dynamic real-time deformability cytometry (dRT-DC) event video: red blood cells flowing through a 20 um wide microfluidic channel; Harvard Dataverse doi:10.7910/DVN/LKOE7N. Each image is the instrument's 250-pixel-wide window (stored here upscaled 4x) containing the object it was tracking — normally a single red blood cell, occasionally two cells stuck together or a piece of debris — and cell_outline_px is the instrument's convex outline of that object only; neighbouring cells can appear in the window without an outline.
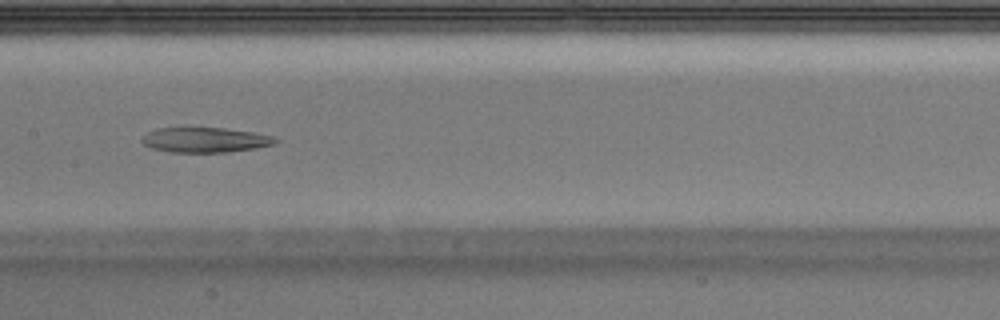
{"species": "Egyptian fruit bat (a non-hibernating species)", "species_latin": "Rousettus aegyptiacus", "temperature_condition": "warm", "stored_images_in_passage": 30, "camera_frame_rate_fps": 3000, "um_per_image_px": 0.085, "animal": {"sex": "male"}, "frame": {"image": 1, "passage_image": 9, "time_ms": 2.667, "image_size_px": [1000, 320], "cell_outline_px": [[280, 140], [272, 144], [256, 148], [228, 152], [172, 152], [152, 148], [144, 144], [140, 140], [148, 132], [156, 128], [188, 124], [224, 128], [252, 132], [272, 136]], "centroid_in_image_um": [17.37, 11.84], "position_along_channel_um": 190.0, "area_um2": 20.23}}